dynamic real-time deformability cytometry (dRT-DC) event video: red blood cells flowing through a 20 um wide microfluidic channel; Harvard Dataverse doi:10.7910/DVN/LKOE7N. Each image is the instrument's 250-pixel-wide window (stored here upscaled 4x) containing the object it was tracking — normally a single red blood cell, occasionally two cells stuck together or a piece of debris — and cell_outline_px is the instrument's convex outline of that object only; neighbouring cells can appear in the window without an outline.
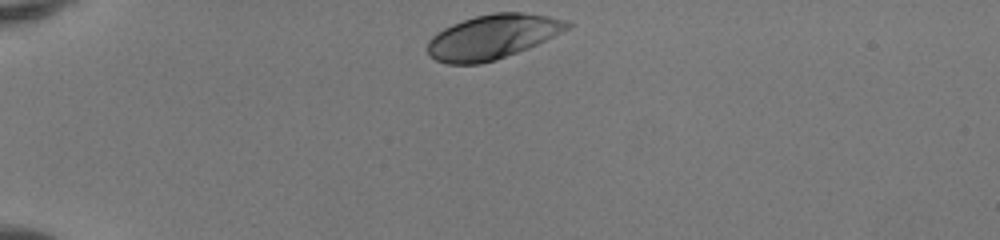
{"species": "human", "species_latin": "Homo sapiens", "temperature_condition": "room temperature", "stored_images_in_passage": 33, "camera_frame_rate_fps": 3000, "um_per_image_px": 0.085, "donor": {"sex": "female"}, "frame": {"image": 1, "passage_image": 1, "time_ms": 0.0, "image_size_px": [1000, 240], "cell_outline_px": [[572, 24], [568, 28], [528, 48], [496, 60], [480, 64], [448, 64], [436, 60], [428, 56], [428, 40], [436, 32], [452, 24], [476, 16], [492, 12], [524, 12], [548, 16], [568, 20]], "centroid_in_image_um": [41.83, 3.13], "position_along_channel_um": 43.2, "area_um2": 36.07}}
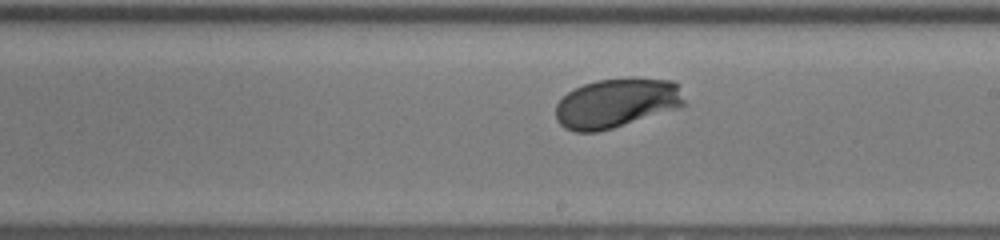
{"frame": {"image": 2, "passage_image": 19, "time_ms": 6.0, "image_size_px": [1000, 240], "cell_outline_px": [[688, 104], [680, 108], [612, 128], [596, 132], [576, 132], [564, 128], [556, 120], [556, 104], [568, 92], [584, 84], [596, 80], [632, 76], [672, 80], [676, 84]], "centroid_in_image_um": [52.43, 8.74], "position_along_channel_um": 236.6, "area_um2": 37.51}}
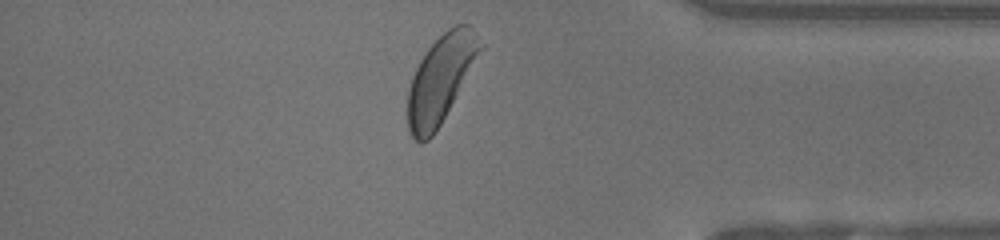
{"frame": {"image": 3, "passage_image": 32, "time_ms": 10.333, "image_size_px": [1000, 240], "cell_outline_px": [[484, 48], [440, 124], [432, 136], [428, 140], [416, 140], [408, 132], [408, 88], [412, 76], [420, 60], [428, 48], [448, 28], [456, 24], [468, 24], [484, 44]], "centroid_in_image_um": [37.47, 6.69], "position_along_channel_um": 397.7, "area_um2": 36.41}, "authors_computed_cell_mechanics": {"area_um2": 36.6452, "velocity_mm_per_s": 4.0751, "shape_relaxation_time_tau1_ms": 1.3821, "shape_relaxation_time_tau2_ms": null, "deformation_change_tau1": 0.114, "deformation_change_tau2": null}}